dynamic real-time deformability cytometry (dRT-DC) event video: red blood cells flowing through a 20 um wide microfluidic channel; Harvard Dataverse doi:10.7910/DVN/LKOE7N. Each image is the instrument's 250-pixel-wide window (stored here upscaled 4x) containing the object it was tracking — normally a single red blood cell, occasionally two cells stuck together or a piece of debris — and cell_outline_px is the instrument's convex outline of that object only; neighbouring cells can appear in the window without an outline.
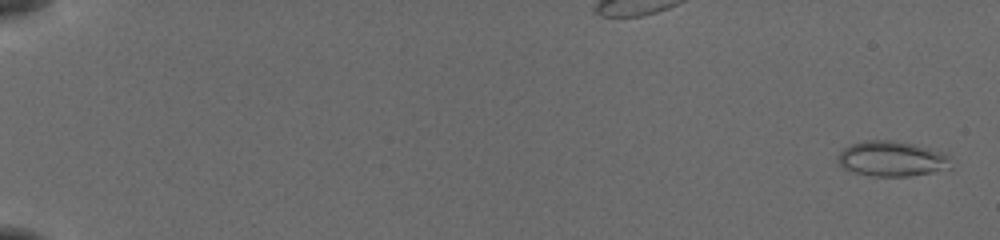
{"species": "common noctule bat (a hibernating species)", "species_latin": "Nyctalus noctula", "temperature_condition": "cold", "stored_images_in_passage": 56, "camera_frame_rate_fps": 3000, "um_per_image_px": 0.085, "animal": {"sex": "female", "body_mass_g": 19.5, "forearm_length_mm": 54.1}, "frame": {"image": 1, "passage_image": 2, "time_ms": 0.333, "image_size_px": [1000, 240], "cell_outline_px": [[952, 168], [932, 172], [908, 176], [872, 176], [840, 168], [836, 160], [836, 156], [844, 148], [852, 144], [864, 140], [892, 140], [912, 144], [928, 148], [940, 152], [948, 156]], "centroid_in_image_um": [75.75, 13.5], "position_along_channel_um": 9.3, "area_um2": 23.18}}
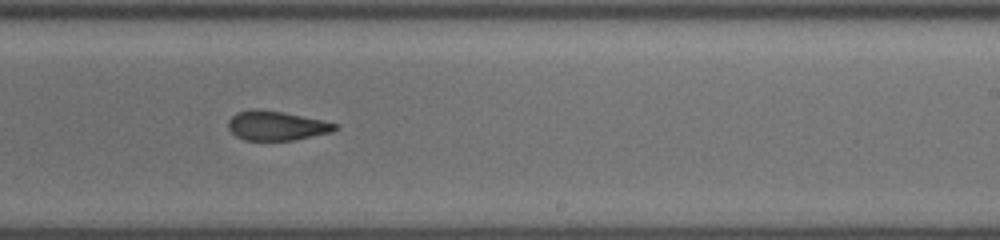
{"frame": {"image": 2, "passage_image": 37, "time_ms": 12.0, "image_size_px": [1000, 240], "cell_outline_px": [[340, 128], [332, 132], [292, 140], [244, 140], [236, 136], [228, 128], [228, 120], [236, 112], [284, 112], [340, 124]], "centroid_in_image_um": [23.57, 10.72], "position_along_channel_um": 265.4, "area_um2": 17.69}}
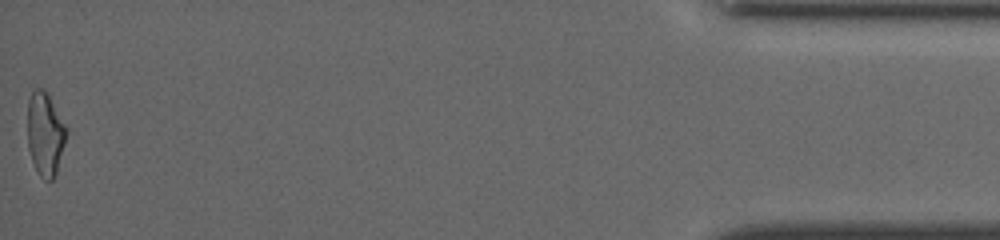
{"frame": {"image": 3, "passage_image": 56, "time_ms": 18.333, "image_size_px": [1000, 240], "cell_outline_px": [[68, 132], [56, 172], [52, 180], [44, 180], [40, 176], [32, 160], [28, 148], [28, 100], [32, 88], [44, 88], [48, 92], [68, 128]], "centroid_in_image_um": [3.85, 11.31], "position_along_channel_um": 431.4, "area_um2": 19.13}, "authors_computed_cell_mechanics": {"area_um2": 19.1896, "velocity_mm_per_s": 3.8725, "shape_relaxation_time_tau1_ms": null, "shape_relaxation_time_tau2_ms": 2.6124, "deformation_change_tau1": null, "deformation_change_tau2": 0.1098}}